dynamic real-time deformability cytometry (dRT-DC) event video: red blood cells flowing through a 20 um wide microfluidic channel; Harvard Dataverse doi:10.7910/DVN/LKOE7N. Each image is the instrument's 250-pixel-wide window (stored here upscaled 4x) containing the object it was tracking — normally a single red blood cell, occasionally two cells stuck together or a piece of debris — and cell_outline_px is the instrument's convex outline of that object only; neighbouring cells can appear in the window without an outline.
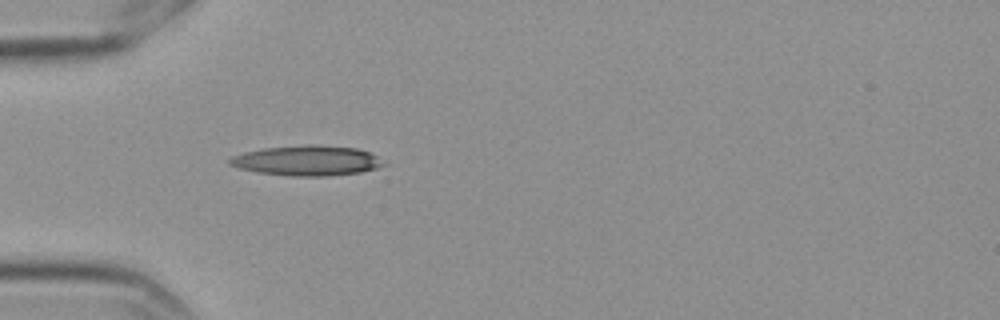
{"species": "Egyptian fruit bat (a non-hibernating species)", "species_latin": "Rousettus aegyptiacus", "temperature_condition": "cold", "stored_images_in_passage": 4, "camera_frame_rate_fps": 3000, "um_per_image_px": 0.085, "frame": {"image": 1, "passage_image": 4, "time_ms": 1.0, "image_size_px": [1000, 320], "cell_outline_px": [[388, 164], [376, 168], [360, 172], [328, 176], [292, 176], [256, 172], [240, 168], [228, 164], [228, 160], [232, 156], [244, 152], [264, 148], [308, 144], [312, 144], [356, 148], [368, 152], [376, 156]], "centroid_in_image_um": [26.09, 13.65], "position_along_channel_um": 58.9, "area_um2": 26.99}}